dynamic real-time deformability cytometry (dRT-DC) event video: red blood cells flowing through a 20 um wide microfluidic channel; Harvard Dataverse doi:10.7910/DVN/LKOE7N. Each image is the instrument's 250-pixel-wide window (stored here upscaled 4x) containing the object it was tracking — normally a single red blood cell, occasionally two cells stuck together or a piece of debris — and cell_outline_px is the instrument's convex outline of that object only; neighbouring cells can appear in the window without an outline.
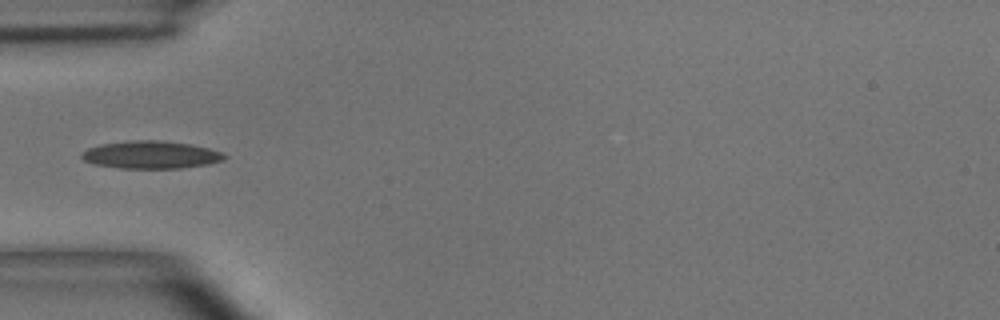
{"species": "common noctule bat (a hibernating species)", "species_latin": "Nyctalus noctula", "temperature_condition": "room temperature", "stored_images_in_passage": 2, "camera_frame_rate_fps": 3000, "um_per_image_px": 0.085, "animal": {"sex": "male", "body_mass_g": 15.6}, "frame": {"image": 1, "passage_image": 1, "time_ms": 0.0, "image_size_px": [1000, 320], "cell_outline_px": [[228, 156], [224, 160], [208, 164], [180, 168], [120, 168], [96, 164], [84, 160], [80, 156], [88, 148], [100, 144], [136, 140], [160, 140], [188, 144], [208, 148], [220, 152]], "centroid_in_image_um": [12.84, 13.16], "position_along_channel_um": 72.2, "area_um2": 22.72}}
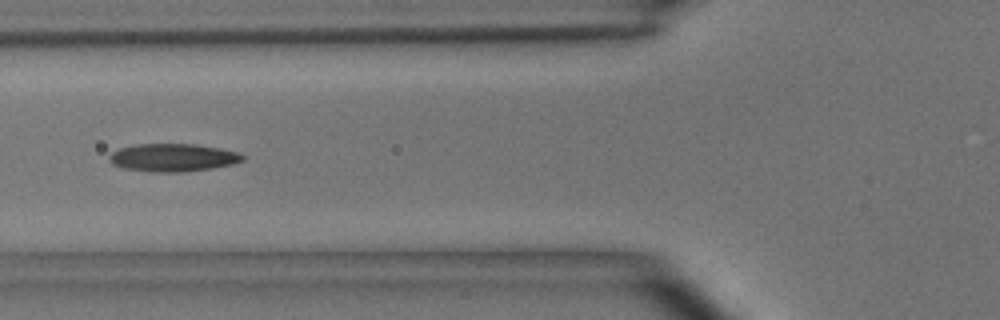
{"frame": {"image": 2, "passage_image": 2, "time_ms": 1.0, "image_size_px": [1000, 320], "cell_outline_px": [[244, 160], [232, 164], [212, 168], [184, 172], [148, 172], [124, 168], [112, 164], [108, 160], [108, 156], [112, 152], [120, 148], [136, 144], [196, 144], [220, 148], [240, 152], [244, 156]], "centroid_in_image_um": [14.69, 13.39], "position_along_channel_um": 111.1, "area_um2": 21.85}}